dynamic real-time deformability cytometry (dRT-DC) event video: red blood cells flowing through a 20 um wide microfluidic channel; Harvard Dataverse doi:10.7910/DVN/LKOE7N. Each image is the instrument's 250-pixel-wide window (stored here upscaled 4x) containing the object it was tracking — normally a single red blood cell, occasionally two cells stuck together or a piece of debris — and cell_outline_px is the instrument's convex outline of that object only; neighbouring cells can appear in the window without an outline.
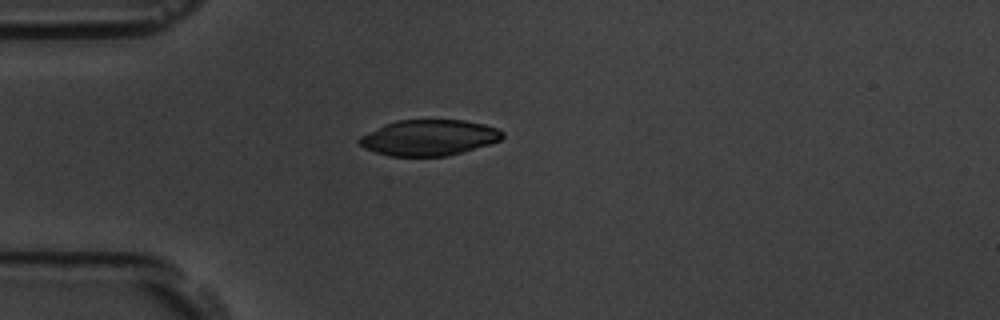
{"species": "common noctule bat (a hibernating species)", "species_latin": "Nyctalus noctula", "temperature_condition": "room temperature", "stored_images_in_passage": 1, "camera_frame_rate_fps": 3000, "um_per_image_px": 0.085, "animal": {"sex": "male", "body_mass_g": 19.5, "forearm_length_mm": 54.6}, "frame": {"image": 1, "passage_image": 1, "time_ms": 0.0, "image_size_px": [1000, 320], "cell_outline_px": [[504, 136], [500, 140], [488, 144], [448, 156], [388, 156], [364, 148], [356, 140], [360, 136], [384, 124], [396, 120], [464, 120], [484, 124], [496, 128], [504, 132]], "centroid_in_image_um": [36.44, 11.7], "position_along_channel_um": 48.6, "area_um2": 29.82}}